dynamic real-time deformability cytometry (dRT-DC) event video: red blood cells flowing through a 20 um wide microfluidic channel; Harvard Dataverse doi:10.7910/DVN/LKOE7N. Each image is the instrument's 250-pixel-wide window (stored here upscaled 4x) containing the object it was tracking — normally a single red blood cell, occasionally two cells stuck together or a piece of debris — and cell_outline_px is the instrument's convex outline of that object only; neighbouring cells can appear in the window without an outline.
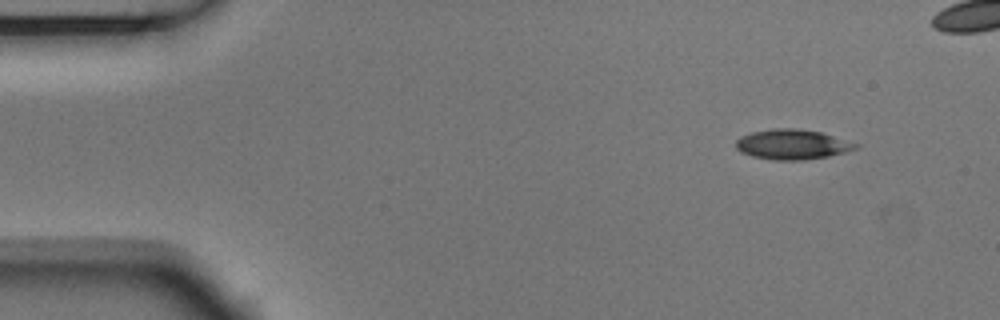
{"species": "Egyptian fruit bat (a non-hibernating species)", "species_latin": "Rousettus aegyptiacus", "temperature_condition": "room temperature", "stored_images_in_passage": 45, "camera_frame_rate_fps": 3000, "um_per_image_px": 0.085, "animal": {"sex": "male"}, "frame": {"image": 1, "passage_image": 1, "time_ms": 0.0, "image_size_px": [1000, 320], "cell_outline_px": [[860, 148], [828, 156], [804, 160], [772, 160], [752, 156], [740, 152], [736, 148], [736, 140], [740, 136], [752, 132], [772, 128], [800, 128], [820, 132], [860, 144]], "centroid_in_image_um": [67.34, 12.27], "position_along_channel_um": 17.7, "area_um2": 21.1}}
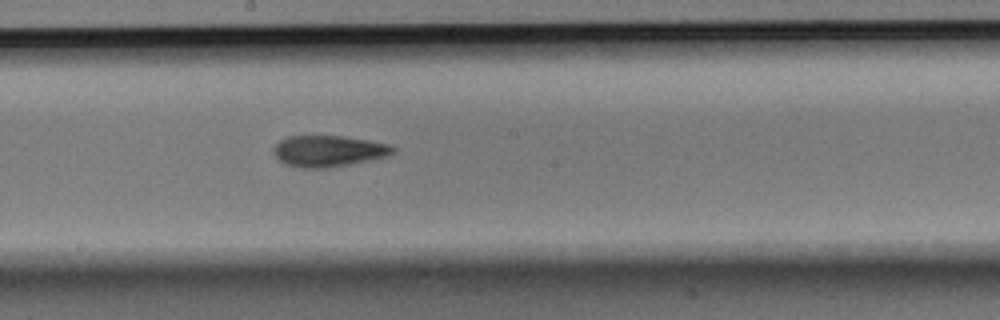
{"frame": {"image": 2, "passage_image": 25, "time_ms": 8.0, "image_size_px": [1000, 320], "cell_outline_px": [[396, 152], [384, 156], [368, 160], [328, 168], [300, 168], [284, 164], [272, 152], [276, 144], [280, 140], [288, 136], [344, 136], [368, 140], [388, 144], [396, 148]], "centroid_in_image_um": [27.89, 12.84], "position_along_channel_um": 220.3, "area_um2": 21.62}}
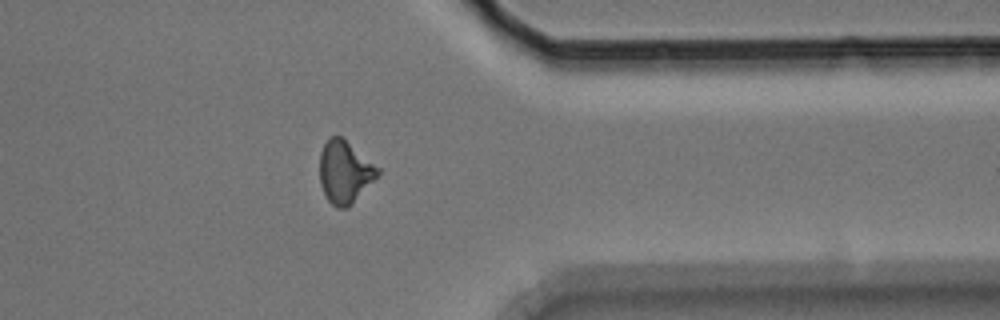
{"frame": {"image": 3, "passage_image": 39, "time_ms": 12.667, "image_size_px": [1000, 320], "cell_outline_px": [[380, 172], [352, 204], [348, 208], [336, 208], [328, 200], [320, 184], [320, 152], [324, 144], [332, 136], [340, 136], [380, 168]], "centroid_in_image_um": [29.29, 14.63], "position_along_channel_um": 382.1, "area_um2": 20.75}}